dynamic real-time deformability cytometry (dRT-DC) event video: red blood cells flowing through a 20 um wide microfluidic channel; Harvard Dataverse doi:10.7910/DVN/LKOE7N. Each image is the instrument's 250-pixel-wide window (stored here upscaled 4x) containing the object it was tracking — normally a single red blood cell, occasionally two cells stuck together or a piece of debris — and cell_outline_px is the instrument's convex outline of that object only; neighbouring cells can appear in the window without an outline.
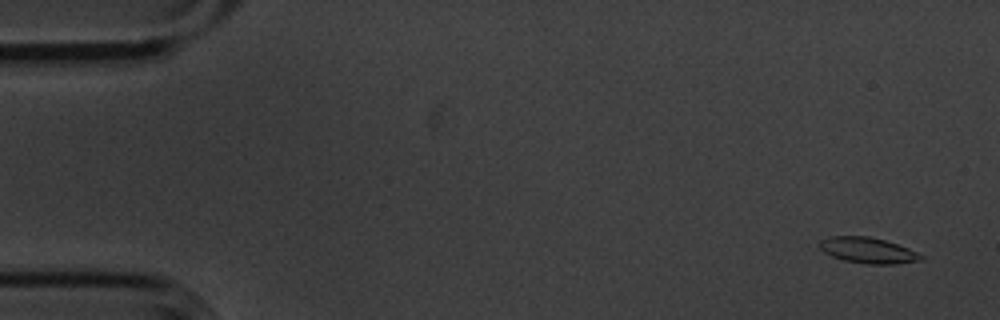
{"species": "common noctule bat (a hibernating species)", "species_latin": "Nyctalus noctula", "temperature_condition": "cold", "stored_images_in_passage": 4, "camera_frame_rate_fps": 3000, "um_per_image_px": 0.085, "animal": {"sex": "male", "body_mass_g": 20.1, "forearm_length_mm": 53.5}, "frame": {"image": 1, "passage_image": 1, "time_ms": 0.0, "image_size_px": [1000, 320], "cell_outline_px": [[924, 260], [896, 264], [864, 264], [844, 260], [832, 256], [824, 252], [820, 248], [820, 240], [832, 236], [868, 236], [884, 240], [908, 248], [924, 256]], "centroid_in_image_um": [73.79, 21.29], "position_along_channel_um": 11.2, "area_um2": 15.2}}
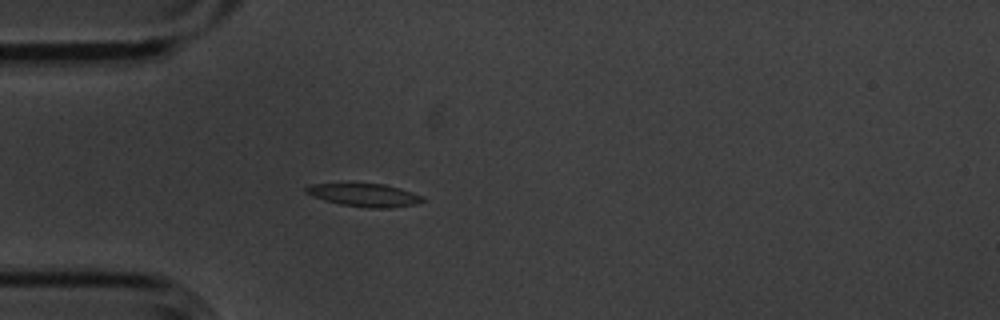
{"frame": {"image": 2, "passage_image": 4, "time_ms": 1.0, "image_size_px": [1000, 320], "cell_outline_px": [[424, 200], [416, 204], [388, 208], [368, 208], [340, 204], [324, 200], [312, 196], [304, 192], [304, 188], [308, 184], [384, 184], [400, 188], [424, 196]], "centroid_in_image_um": [30.96, 16.58], "position_along_channel_um": 54.0, "area_um2": 15.61}}